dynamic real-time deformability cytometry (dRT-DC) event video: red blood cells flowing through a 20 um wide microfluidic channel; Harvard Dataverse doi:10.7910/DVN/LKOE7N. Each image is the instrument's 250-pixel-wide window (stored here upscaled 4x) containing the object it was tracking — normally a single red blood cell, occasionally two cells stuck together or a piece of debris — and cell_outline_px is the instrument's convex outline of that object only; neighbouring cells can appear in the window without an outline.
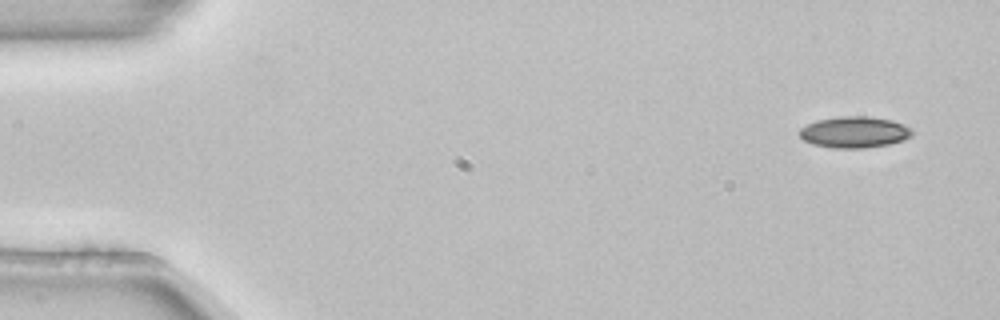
{"species": "common noctule bat (a hibernating species)", "species_latin": "Nyctalus noctula", "temperature_condition": "room temperature", "stored_images_in_passage": 3, "camera_frame_rate_fps": 3000, "um_per_image_px": 0.085, "animal": {"sex": "female", "body_mass_g": 22.7, "forearm_length_mm": 54.2}, "frame": {"image": 1, "passage_image": 1, "time_ms": 0.0, "image_size_px": [1000, 320], "cell_outline_px": [[912, 136], [904, 140], [888, 144], [864, 148], [832, 148], [812, 144], [804, 140], [800, 136], [800, 128], [816, 120], [836, 116], [868, 116], [892, 120], [912, 128]], "centroid_in_image_um": [72.62, 11.23], "position_along_channel_um": 12.4, "area_um2": 20.63}}